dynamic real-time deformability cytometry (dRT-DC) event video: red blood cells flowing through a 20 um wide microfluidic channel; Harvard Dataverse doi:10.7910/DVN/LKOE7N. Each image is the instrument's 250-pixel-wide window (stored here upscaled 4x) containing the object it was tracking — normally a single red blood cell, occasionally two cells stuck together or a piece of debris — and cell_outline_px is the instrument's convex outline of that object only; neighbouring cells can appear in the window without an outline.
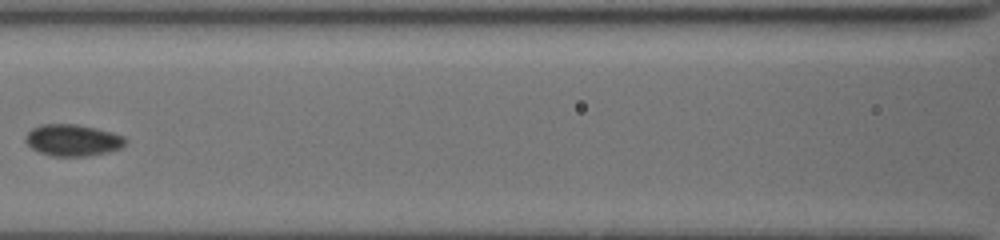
{"species": "common noctule bat (a hibernating species)", "species_latin": "Nyctalus noctula", "temperature_condition": "cold", "stored_images_in_passage": 8, "camera_frame_rate_fps": 3000, "um_per_image_px": 0.085, "animal": {"sex": "female", "body_mass_g": 19.5, "forearm_length_mm": 54.1}, "frame": {"image": 1, "passage_image": 7, "time_ms": 5.333, "image_size_px": [1000, 240], "cell_outline_px": [[128, 140], [120, 148], [108, 152], [88, 156], [52, 156], [40, 152], [32, 148], [24, 140], [24, 136], [32, 128], [40, 124], [76, 124], [112, 132], [124, 136]], "centroid_in_image_um": [6.17, 11.91], "position_along_channel_um": 160.4, "area_um2": 18.44}}
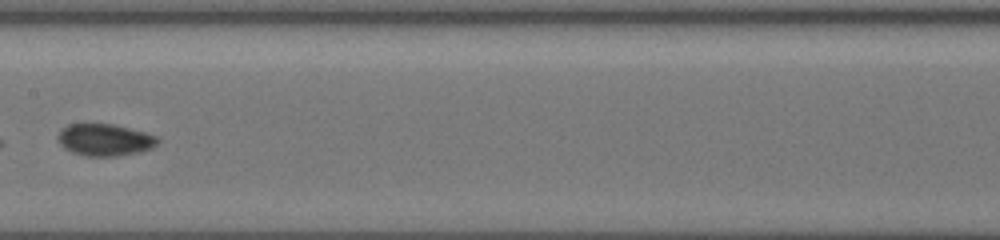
{"frame": {"image": 2, "passage_image": 8, "time_ms": 6.333, "image_size_px": [1000, 240], "cell_outline_px": [[160, 140], [152, 148], [140, 152], [116, 156], [84, 156], [72, 152], [64, 148], [60, 144], [56, 136], [68, 124], [112, 124], [144, 132], [156, 136]], "centroid_in_image_um": [8.9, 11.9], "position_along_channel_um": 198.5, "area_um2": 18.5}}